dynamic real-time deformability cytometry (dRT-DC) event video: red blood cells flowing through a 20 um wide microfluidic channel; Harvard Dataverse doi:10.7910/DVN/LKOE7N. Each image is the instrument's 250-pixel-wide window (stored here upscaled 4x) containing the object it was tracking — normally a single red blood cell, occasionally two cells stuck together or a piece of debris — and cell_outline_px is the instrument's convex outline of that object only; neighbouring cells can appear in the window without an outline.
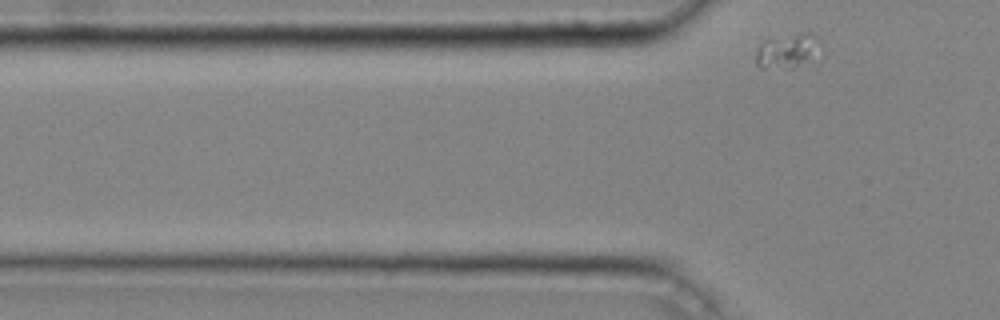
{"species": "common noctule bat (a hibernating species)", "species_latin": "Nyctalus noctula", "temperature_condition": "cold", "stored_images_in_passage": 5, "camera_frame_rate_fps": 3000, "um_per_image_px": 0.085, "animal": {"sex": "male", "body_mass_g": 20.4}, "frame": {"image": 1, "passage_image": 5, "time_ms": 1.333, "image_size_px": [1000, 320], "cell_outline_px": [[824, 48], [792, 68], [760, 68], [756, 64], [756, 48], [768, 36], [800, 32], [808, 32], [816, 36], [820, 40]], "centroid_in_image_um": [66.89, 4.25], "position_along_channel_um": 58.9, "area_um2": 13.35}}